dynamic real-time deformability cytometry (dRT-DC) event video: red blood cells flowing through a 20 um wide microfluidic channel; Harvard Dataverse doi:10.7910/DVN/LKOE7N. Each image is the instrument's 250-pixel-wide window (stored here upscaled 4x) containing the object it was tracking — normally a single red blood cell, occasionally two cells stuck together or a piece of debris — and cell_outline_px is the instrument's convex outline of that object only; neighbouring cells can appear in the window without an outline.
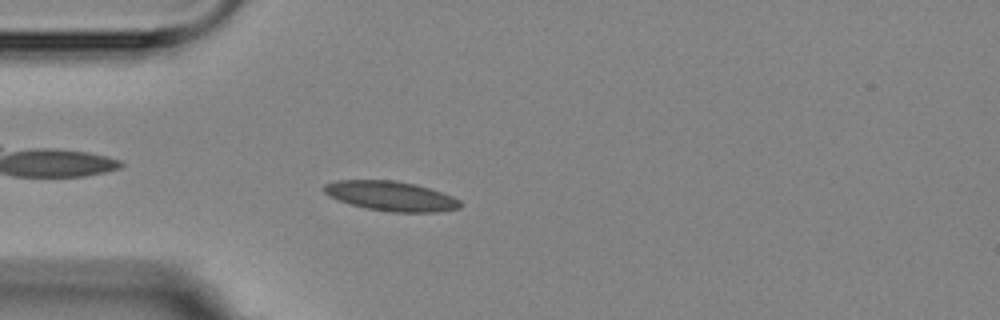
{"species": "Egyptian fruit bat (a non-hibernating species)", "species_latin": "Rousettus aegyptiacus", "temperature_condition": "room temperature", "stored_images_in_passage": 4, "camera_frame_rate_fps": 3000, "um_per_image_px": 0.085, "animal": {"sex": "female"}, "frame": {"image": 1, "passage_image": 4, "time_ms": 3.333, "image_size_px": [1000, 320], "cell_outline_px": [[460, 208], [440, 212], [392, 212], [364, 208], [328, 196], [320, 188], [324, 184], [336, 180], [392, 180], [416, 184], [452, 196], [460, 200]], "centroid_in_image_um": [33.2, 16.66], "position_along_channel_um": 51.8, "area_um2": 23.58}}